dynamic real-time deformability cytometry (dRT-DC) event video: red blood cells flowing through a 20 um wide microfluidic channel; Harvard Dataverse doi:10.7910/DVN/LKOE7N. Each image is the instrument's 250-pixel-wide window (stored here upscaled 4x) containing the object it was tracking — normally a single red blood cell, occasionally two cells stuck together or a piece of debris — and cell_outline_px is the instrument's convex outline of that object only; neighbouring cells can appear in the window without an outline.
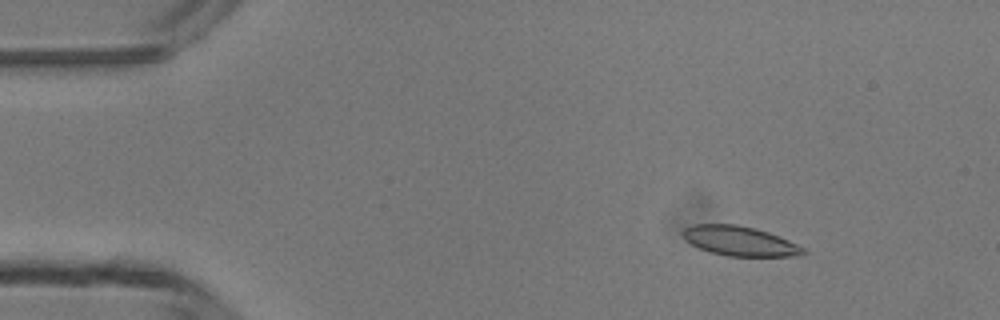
{"species": "common noctule bat (a hibernating species)", "species_latin": "Nyctalus noctula", "temperature_condition": "room temperature", "stored_images_in_passage": 4, "camera_frame_rate_fps": 3000, "um_per_image_px": 0.085, "animal": {"sex": "male", "body_mass_g": 13.3}, "frame": {"image": 1, "passage_image": 2, "time_ms": 1.333, "image_size_px": [1000, 320], "cell_outline_px": [[808, 252], [800, 256], [728, 256], [712, 252], [700, 248], [684, 240], [680, 232], [684, 228], [692, 224], [736, 224], [756, 228], [768, 232], [788, 240], [804, 248]], "centroid_in_image_um": [62.86, 20.48], "position_along_channel_um": 22.1, "area_um2": 20.87}}